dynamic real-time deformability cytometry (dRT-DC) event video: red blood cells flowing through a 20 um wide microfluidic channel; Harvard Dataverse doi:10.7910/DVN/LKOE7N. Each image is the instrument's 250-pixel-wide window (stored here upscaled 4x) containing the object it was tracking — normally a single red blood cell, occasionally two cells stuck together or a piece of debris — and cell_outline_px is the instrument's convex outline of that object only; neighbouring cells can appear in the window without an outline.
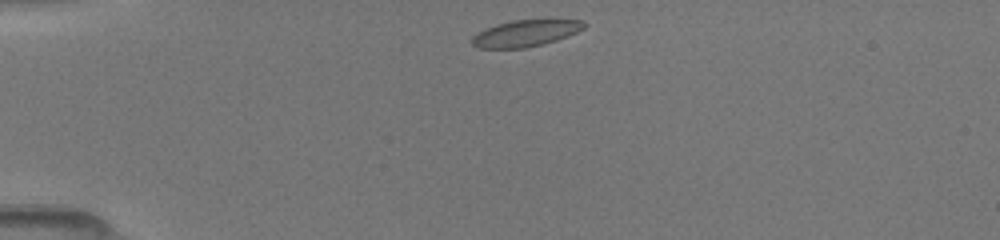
{"species": "common noctule bat (a hibernating species)", "species_latin": "Nyctalus noctula", "temperature_condition": "room temperature", "stored_images_in_passage": 4, "camera_frame_rate_fps": 3000, "um_per_image_px": 0.085, "animal": {"sex": "female", "body_mass_g": 19.5, "forearm_length_mm": 54.1}, "frame": {"image": 1, "passage_image": 1, "time_ms": 0.0, "image_size_px": [1000, 240], "cell_outline_px": [[588, 24], [584, 28], [568, 36], [544, 44], [524, 48], [480, 48], [472, 44], [472, 36], [484, 28], [496, 24], [512, 20], [548, 16], [552, 16], [584, 20]], "centroid_in_image_um": [44.79, 2.75], "position_along_channel_um": 40.2, "area_um2": 18.44}}
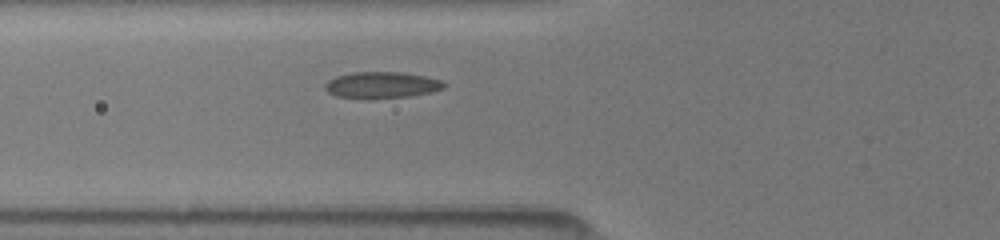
{"frame": {"image": 2, "passage_image": 4, "time_ms": 2.333, "image_size_px": [1000, 240], "cell_outline_px": [[448, 84], [444, 88], [432, 92], [408, 96], [336, 96], [328, 92], [324, 88], [324, 84], [328, 80], [336, 76], [352, 72], [404, 72], [424, 76], [440, 80]], "centroid_in_image_um": [32.47, 7.18], "position_along_channel_um": 93.3, "area_um2": 17.63}}